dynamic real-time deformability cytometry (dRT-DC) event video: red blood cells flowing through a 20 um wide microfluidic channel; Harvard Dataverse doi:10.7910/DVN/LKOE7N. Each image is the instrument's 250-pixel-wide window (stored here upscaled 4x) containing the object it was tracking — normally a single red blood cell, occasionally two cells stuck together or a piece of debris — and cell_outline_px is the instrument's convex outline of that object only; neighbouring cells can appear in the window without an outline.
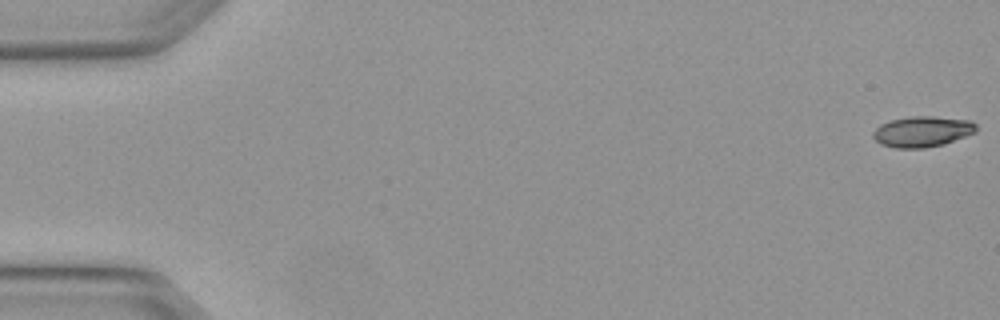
{"species": "Egyptian fruit bat (a non-hibernating species)", "species_latin": "Rousettus aegyptiacus", "temperature_condition": "warm", "stored_images_in_passage": 4, "camera_frame_rate_fps": 3000, "um_per_image_px": 0.085, "animal": {"sex": "female"}, "frame": {"image": 1, "passage_image": 1, "time_ms": 0.0, "image_size_px": [1000, 320], "cell_outline_px": [[976, 132], [944, 144], [924, 148], [896, 148], [880, 144], [872, 136], [872, 132], [880, 124], [892, 120], [912, 116], [932, 116], [972, 120], [976, 124]], "centroid_in_image_um": [78.4, 11.18], "position_along_channel_um": 6.6, "area_um2": 18.5}}
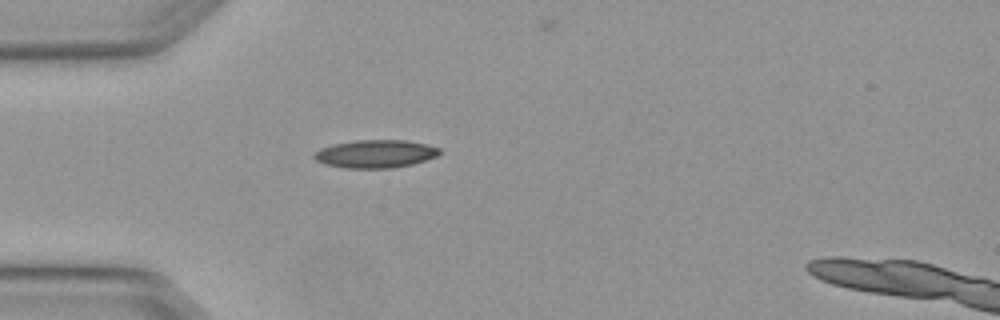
{"frame": {"image": 2, "passage_image": 4, "time_ms": 1.0, "image_size_px": [1000, 320], "cell_outline_px": [[440, 152], [436, 156], [412, 164], [392, 168], [344, 168], [324, 164], [316, 160], [312, 156], [320, 148], [332, 144], [356, 140], [404, 140], [424, 144], [440, 148]], "centroid_in_image_um": [31.86, 13.08], "position_along_channel_um": 53.1, "area_um2": 20.35}}